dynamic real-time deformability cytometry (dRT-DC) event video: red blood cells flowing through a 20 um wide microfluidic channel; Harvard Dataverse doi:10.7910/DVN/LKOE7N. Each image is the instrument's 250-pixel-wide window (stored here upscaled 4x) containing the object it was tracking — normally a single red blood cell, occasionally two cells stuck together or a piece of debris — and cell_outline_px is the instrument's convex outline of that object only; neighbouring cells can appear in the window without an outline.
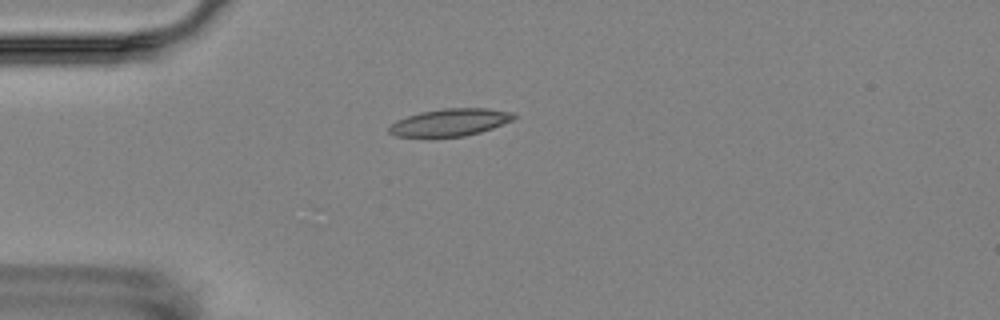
{"species": "Egyptian fruit bat (a non-hibernating species)", "species_latin": "Rousettus aegyptiacus", "temperature_condition": "room temperature", "stored_images_in_passage": 5, "camera_frame_rate_fps": 3000, "um_per_image_px": 0.085, "animal": {"sex": "female"}, "frame": {"image": 1, "passage_image": 1, "time_ms": 0.0, "image_size_px": [1000, 320], "cell_outline_px": [[516, 116], [512, 120], [492, 128], [480, 132], [464, 136], [428, 140], [396, 136], [388, 132], [388, 128], [396, 120], [420, 112], [444, 108], [484, 108], [516, 112]], "centroid_in_image_um": [38.19, 10.44], "position_along_channel_um": 46.8, "area_um2": 20.63}}
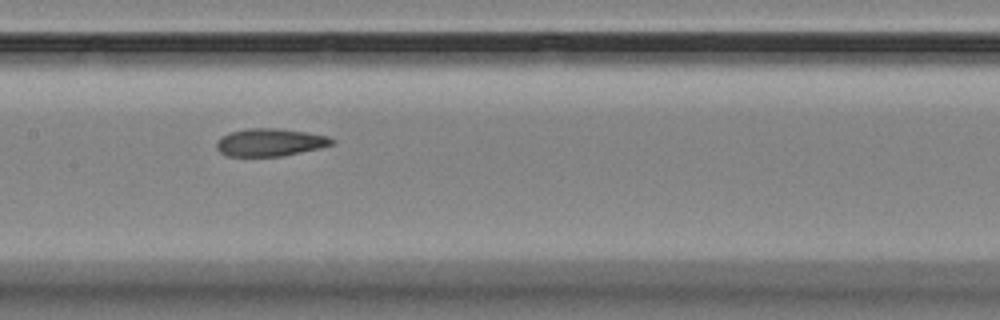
{"frame": {"image": 2, "passage_image": 5, "time_ms": 4.333, "image_size_px": [1000, 320], "cell_outline_px": [[336, 140], [332, 144], [320, 148], [284, 156], [228, 156], [220, 152], [216, 148], [216, 140], [220, 136], [232, 132], [248, 128], [280, 128], [328, 136]], "centroid_in_image_um": [22.94, 12.1], "position_along_channel_um": 184.5, "area_um2": 18.67}}